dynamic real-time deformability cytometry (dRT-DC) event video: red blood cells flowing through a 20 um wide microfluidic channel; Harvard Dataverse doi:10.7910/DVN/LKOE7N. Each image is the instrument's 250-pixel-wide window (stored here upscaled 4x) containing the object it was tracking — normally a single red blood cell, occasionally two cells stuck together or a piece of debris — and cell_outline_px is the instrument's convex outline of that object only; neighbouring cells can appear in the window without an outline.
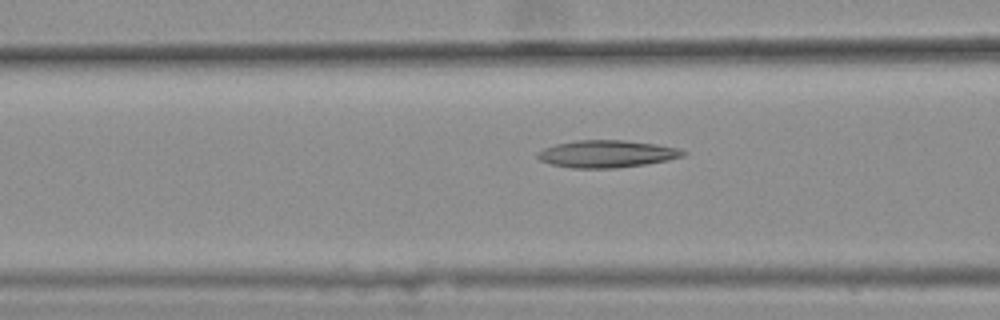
{"species": "common noctule bat (a hibernating species)", "species_latin": "Nyctalus noctula", "temperature_condition": "warm", "stored_images_in_passage": 22, "camera_frame_rate_fps": 3000, "um_per_image_px": 0.085, "animal": {"sex": "female", "body_mass_g": 25.1}, "frame": {"image": 1, "passage_image": 10, "time_ms": 3.0, "image_size_px": [1000, 320], "cell_outline_px": [[688, 152], [684, 156], [668, 160], [644, 164], [616, 168], [572, 168], [552, 164], [540, 160], [536, 156], [536, 152], [544, 148], [556, 144], [576, 140], [624, 140], [656, 144], [680, 148]], "centroid_in_image_um": [51.59, 13.07], "position_along_channel_um": 115.0, "area_um2": 23.18}}